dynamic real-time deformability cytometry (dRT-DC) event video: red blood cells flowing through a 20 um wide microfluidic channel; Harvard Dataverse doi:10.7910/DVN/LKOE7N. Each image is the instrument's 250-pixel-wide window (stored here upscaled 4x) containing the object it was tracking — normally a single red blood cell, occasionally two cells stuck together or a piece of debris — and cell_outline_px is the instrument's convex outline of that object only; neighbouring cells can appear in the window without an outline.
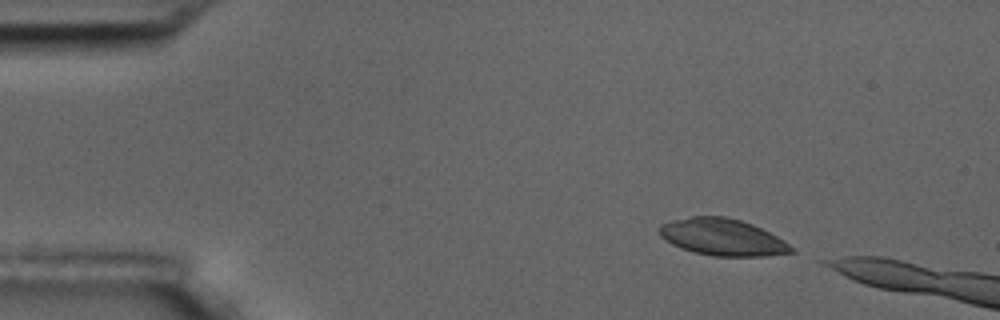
{"species": "common noctule bat (a hibernating species)", "species_latin": "Nyctalus noctula", "temperature_condition": "room temperature", "stored_images_in_passage": 3, "camera_frame_rate_fps": 3000, "um_per_image_px": 0.085, "animal": {"sex": "male", "body_mass_g": 17.5, "forearm_length_mm": 52.3}, "frame": {"image": 1, "passage_image": 1, "time_ms": 0.0, "image_size_px": [1000, 320], "cell_outline_px": [[796, 252], [768, 256], [712, 256], [692, 252], [680, 248], [672, 244], [660, 236], [656, 232], [656, 228], [660, 224], [672, 220], [692, 216], [724, 216], [740, 220], [752, 224], [784, 240], [796, 248]], "centroid_in_image_um": [61.39, 20.16], "position_along_channel_um": 23.6, "area_um2": 28.67}}